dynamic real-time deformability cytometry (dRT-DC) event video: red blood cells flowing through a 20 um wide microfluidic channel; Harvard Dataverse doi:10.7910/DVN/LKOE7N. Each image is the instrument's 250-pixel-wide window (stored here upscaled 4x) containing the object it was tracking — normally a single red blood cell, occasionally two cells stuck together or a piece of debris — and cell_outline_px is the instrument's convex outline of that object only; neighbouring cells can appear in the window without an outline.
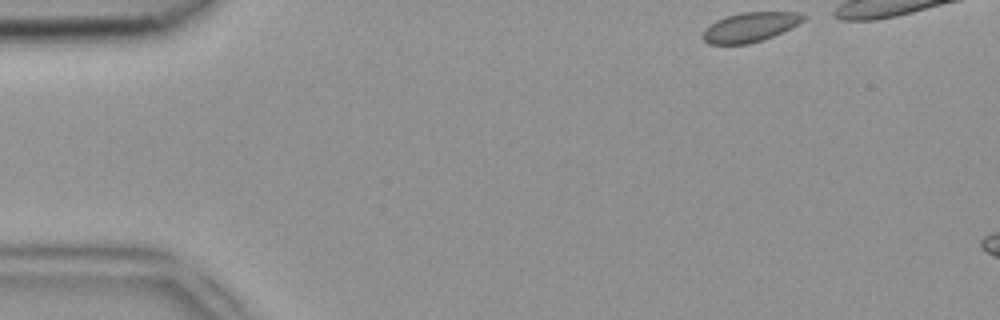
{"species": "common noctule bat (a hibernating species)", "species_latin": "Nyctalus noctula", "temperature_condition": "room temperature", "stored_images_in_passage": 6, "camera_frame_rate_fps": 3000, "um_per_image_px": 0.085, "animal": {"sex": "female", "body_mass_g": 18.4}, "frame": {"image": 1, "passage_image": 1, "time_ms": 0.0, "image_size_px": [1000, 320], "cell_outline_px": [[808, 16], [804, 20], [764, 40], [748, 44], [708, 44], [700, 36], [716, 20], [740, 12], [796, 12]], "centroid_in_image_um": [63.74, 2.31], "position_along_channel_um": 21.3, "area_um2": 16.99}}